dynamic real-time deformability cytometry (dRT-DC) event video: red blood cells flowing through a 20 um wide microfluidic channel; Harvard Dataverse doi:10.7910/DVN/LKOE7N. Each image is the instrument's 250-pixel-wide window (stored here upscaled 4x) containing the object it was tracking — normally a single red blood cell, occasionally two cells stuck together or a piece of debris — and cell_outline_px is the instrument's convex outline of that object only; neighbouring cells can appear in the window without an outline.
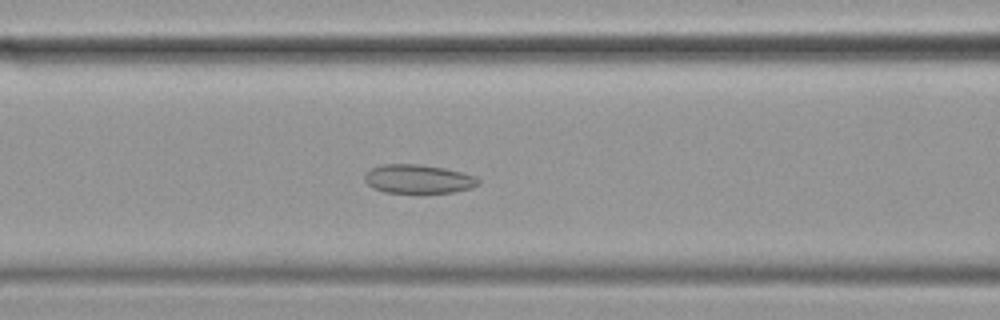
{"species": "common noctule bat (a hibernating species)", "species_latin": "Nyctalus noctula", "temperature_condition": "cold", "stored_images_in_passage": 58, "camera_frame_rate_fps": 3000, "um_per_image_px": 0.085, "animal": {"sex": "female", "body_mass_g": 19.9}, "frame": {"image": 1, "passage_image": 24, "time_ms": 7.667, "image_size_px": [1000, 320], "cell_outline_px": [[480, 184], [472, 188], [452, 192], [420, 196], [384, 192], [372, 188], [364, 180], [364, 176], [372, 168], [384, 164], [420, 164], [444, 168], [476, 176], [480, 180]], "centroid_in_image_um": [35.57, 15.27], "position_along_channel_um": 131.0, "area_um2": 19.94}}
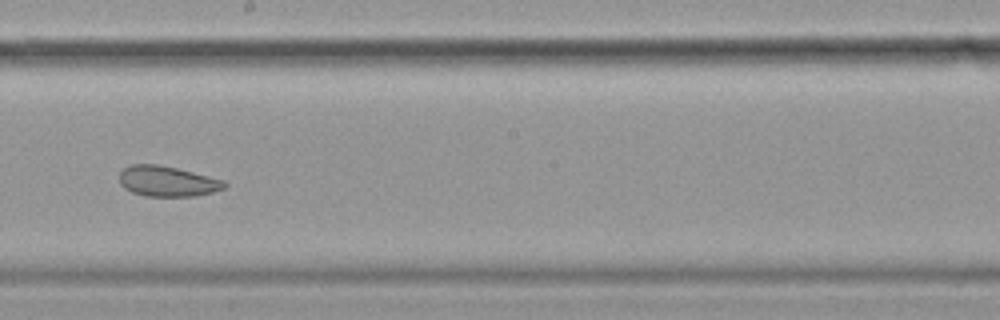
{"frame": {"image": 2, "passage_image": 33, "time_ms": 10.667, "image_size_px": [1000, 320], "cell_outline_px": [[228, 184], [224, 188], [212, 192], [196, 196], [144, 196], [132, 192], [124, 188], [120, 184], [120, 172], [128, 164], [156, 164], [176, 168], [224, 180]], "centroid_in_image_um": [14.2, 15.41], "position_along_channel_um": 234.0, "area_um2": 18.61}}
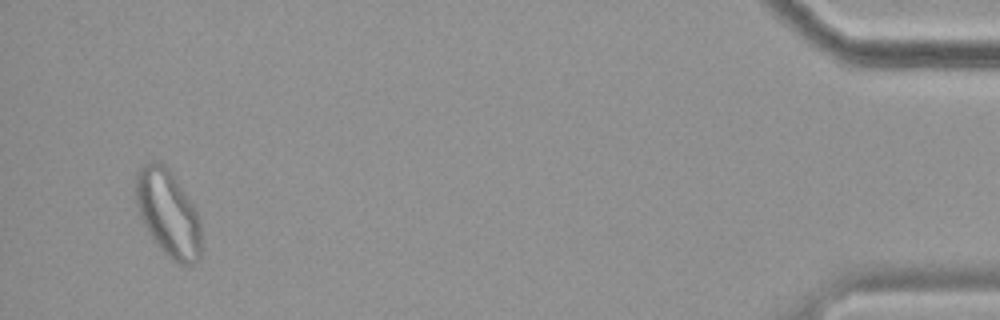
{"frame": {"image": 3, "passage_image": 56, "time_ms": 18.333, "image_size_px": [1000, 320], "cell_outline_px": [[200, 260], [188, 268], [172, 260], [160, 248], [148, 232], [144, 224], [136, 204], [136, 172], [140, 164], [152, 160], [164, 164], [168, 168], [192, 204], [200, 220]], "centroid_in_image_um": [14.28, 18.14], "position_along_channel_um": 420.9, "area_um2": 32.95}, "authors_computed_cell_mechanics": {"area_um2": 24.1315, "velocity_mm_per_s": 3.4423, "shape_relaxation_time_tau1_ms": null, "shape_relaxation_time_tau2_ms": 2.6606, "deformation_change_tau1": null, "deformation_change_tau2": 0.0848}}